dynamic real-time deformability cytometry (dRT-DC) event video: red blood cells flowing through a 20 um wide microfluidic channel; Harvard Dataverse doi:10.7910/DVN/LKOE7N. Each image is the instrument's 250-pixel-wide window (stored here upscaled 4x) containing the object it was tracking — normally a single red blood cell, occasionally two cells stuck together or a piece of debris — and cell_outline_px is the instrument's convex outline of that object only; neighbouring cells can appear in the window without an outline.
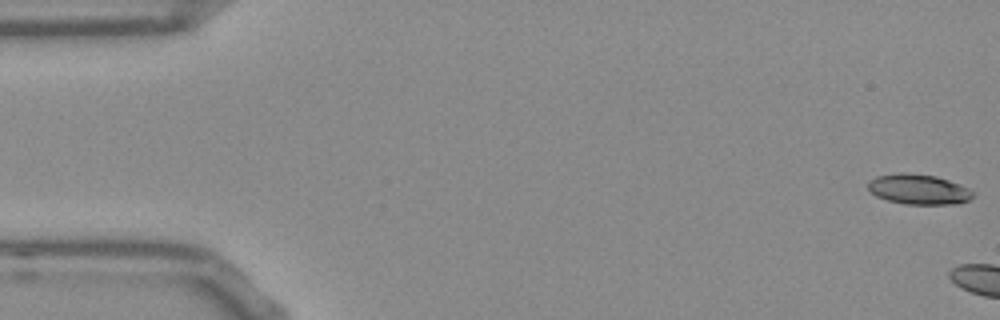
{"species": "Egyptian fruit bat (a non-hibernating species)", "species_latin": "Rousettus aegyptiacus", "temperature_condition": "room temperature", "stored_images_in_passage": 4, "camera_frame_rate_fps": 3000, "um_per_image_px": 0.085, "frame": {"image": 1, "passage_image": 1, "time_ms": 0.0, "image_size_px": [1000, 320], "cell_outline_px": [[972, 196], [968, 200], [960, 204], [904, 204], [888, 200], [876, 196], [868, 188], [868, 180], [876, 176], [900, 172], [908, 172], [936, 176], [948, 180], [968, 188], [972, 192]], "centroid_in_image_um": [78.05, 16.08], "position_along_channel_um": 7.0, "area_um2": 18.44}}